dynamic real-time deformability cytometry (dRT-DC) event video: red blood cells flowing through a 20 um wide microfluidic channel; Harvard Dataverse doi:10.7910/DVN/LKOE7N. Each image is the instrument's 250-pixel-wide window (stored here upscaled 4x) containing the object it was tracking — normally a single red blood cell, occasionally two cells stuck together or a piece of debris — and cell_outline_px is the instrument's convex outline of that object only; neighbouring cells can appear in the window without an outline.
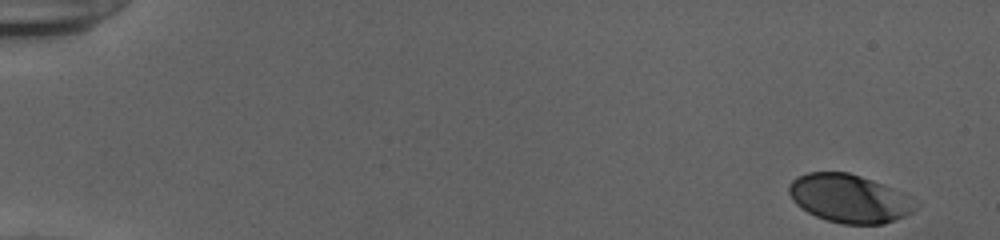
{"species": "human", "species_latin": "Homo sapiens", "temperature_condition": "cold", "stored_images_in_passage": 48, "camera_frame_rate_fps": 3000, "um_per_image_px": 0.085, "donor": {"sex": "female"}, "frame": {"image": 1, "passage_image": 1, "time_ms": 0.0, "image_size_px": [1000, 240], "cell_outline_px": [[920, 204], [912, 212], [896, 220], [884, 224], [844, 224], [828, 220], [816, 216], [808, 212], [796, 204], [792, 200], [788, 192], [788, 184], [796, 176], [808, 172], [848, 172], [884, 184], [904, 192]], "centroid_in_image_um": [72.2, 16.86], "position_along_channel_um": 12.8, "area_um2": 35.89}}
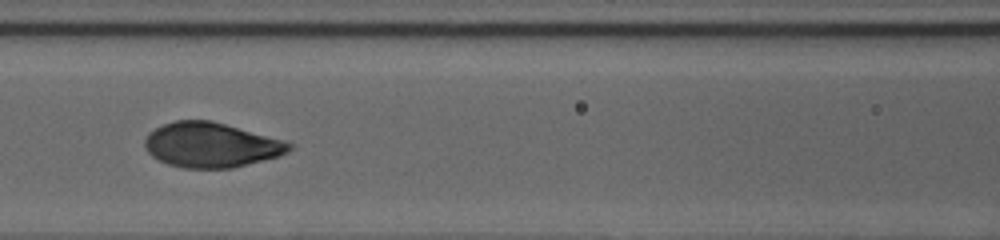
{"frame": {"image": 2, "passage_image": 24, "time_ms": 7.667, "image_size_px": [1000, 240], "cell_outline_px": [[292, 148], [288, 152], [280, 156], [232, 168], [180, 168], [168, 164], [152, 156], [148, 152], [144, 144], [144, 140], [148, 132], [160, 124], [176, 120], [212, 120], [284, 140], [292, 144]], "centroid_in_image_um": [17.92, 12.31], "position_along_channel_um": 148.7, "area_um2": 37.97}}
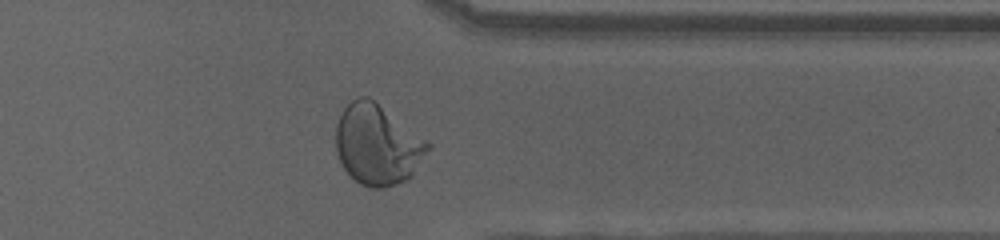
{"frame": {"image": 3, "passage_image": 42, "time_ms": 13.667, "image_size_px": [1000, 240], "cell_outline_px": [[432, 148], [412, 176], [408, 180], [384, 188], [368, 188], [360, 184], [344, 168], [340, 160], [336, 148], [336, 124], [344, 108], [352, 100], [360, 96], [368, 96], [432, 144]], "centroid_in_image_um": [32.11, 12.32], "position_along_channel_um": 379.3, "area_um2": 43.06}, "authors_computed_cell_mechanics": {"area_um2": 37.8301, "velocity_mm_per_s": 3.8813, "shape_relaxation_time_tau1_ms": 4.3393, "shape_relaxation_time_tau2_ms": null, "deformation_change_tau1": 0.1908, "deformation_change_tau2": null}}